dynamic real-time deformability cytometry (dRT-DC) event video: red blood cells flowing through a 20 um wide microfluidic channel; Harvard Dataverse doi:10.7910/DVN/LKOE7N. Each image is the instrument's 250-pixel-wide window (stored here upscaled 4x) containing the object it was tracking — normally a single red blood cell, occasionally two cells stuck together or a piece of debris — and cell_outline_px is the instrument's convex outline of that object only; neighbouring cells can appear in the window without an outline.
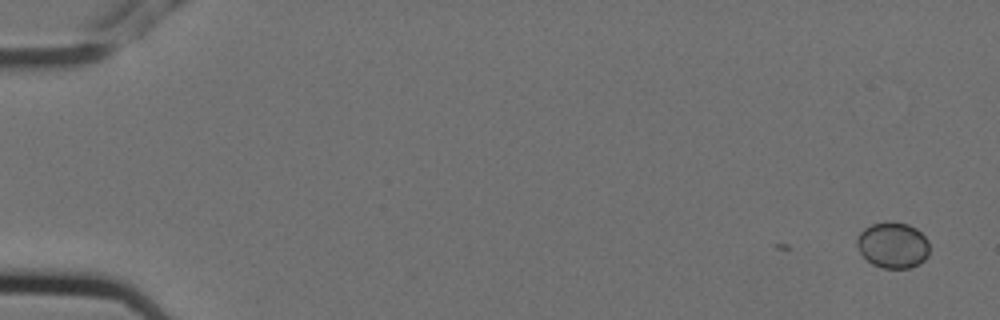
{"species": "Egyptian fruit bat (a non-hibernating species)", "species_latin": "Rousettus aegyptiacus", "temperature_condition": "cold", "stored_images_in_passage": 4, "camera_frame_rate_fps": 3000, "um_per_image_px": 0.085, "animal": {"sex": "female"}, "frame": {"image": 1, "passage_image": 1, "time_ms": 0.0, "image_size_px": [1000, 320], "cell_outline_px": [[928, 256], [920, 264], [908, 268], [884, 268], [872, 264], [860, 252], [856, 244], [856, 240], [860, 232], [864, 228], [872, 224], [888, 220], [908, 224], [916, 228], [928, 240]], "centroid_in_image_um": [75.89, 20.82], "position_along_channel_um": 9.1, "area_um2": 19.54}}